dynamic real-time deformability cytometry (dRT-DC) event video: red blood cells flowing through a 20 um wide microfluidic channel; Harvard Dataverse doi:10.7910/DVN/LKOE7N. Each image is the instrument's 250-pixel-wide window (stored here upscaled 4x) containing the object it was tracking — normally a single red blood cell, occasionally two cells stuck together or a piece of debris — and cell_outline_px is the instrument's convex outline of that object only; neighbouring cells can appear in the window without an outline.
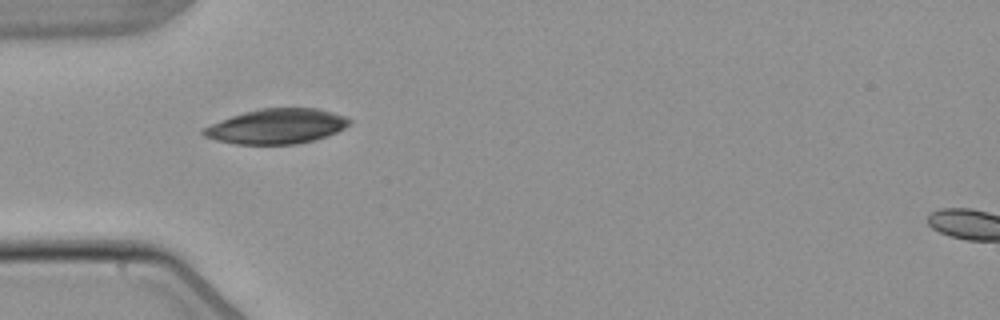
{"species": "common noctule bat (a hibernating species)", "species_latin": "Nyctalus noctula", "temperature_condition": "warm", "stored_images_in_passage": 6, "camera_frame_rate_fps": 3000, "um_per_image_px": 0.085, "animal": {"sex": "male", "body_mass_g": 21.5, "forearm_length_mm": 52.0}, "frame": {"image": 1, "passage_image": 3, "time_ms": 3.333, "image_size_px": [1000, 320], "cell_outline_px": [[352, 120], [344, 128], [336, 132], [312, 140], [296, 144], [236, 144], [216, 140], [204, 136], [200, 132], [200, 128], [232, 116], [244, 112], [260, 108], [316, 108], [332, 112], [344, 116]], "centroid_in_image_um": [23.46, 10.73], "position_along_channel_um": 61.5, "area_um2": 29.54}}
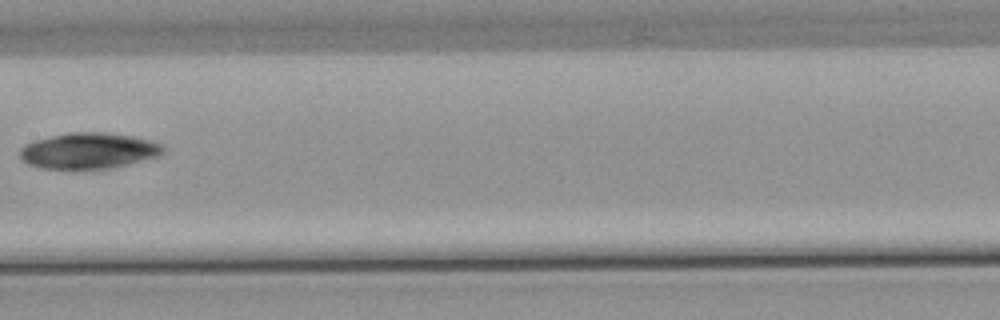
{"frame": {"image": 2, "passage_image": 6, "time_ms": 7.0, "image_size_px": [1000, 320], "cell_outline_px": [[164, 152], [160, 156], [108, 168], [40, 168], [28, 164], [20, 160], [20, 148], [24, 144], [36, 140], [68, 132], [108, 132], [132, 136], [148, 140], [160, 144], [164, 148]], "centroid_in_image_um": [7.5, 12.8], "position_along_channel_um": 199.9, "area_um2": 29.77}}